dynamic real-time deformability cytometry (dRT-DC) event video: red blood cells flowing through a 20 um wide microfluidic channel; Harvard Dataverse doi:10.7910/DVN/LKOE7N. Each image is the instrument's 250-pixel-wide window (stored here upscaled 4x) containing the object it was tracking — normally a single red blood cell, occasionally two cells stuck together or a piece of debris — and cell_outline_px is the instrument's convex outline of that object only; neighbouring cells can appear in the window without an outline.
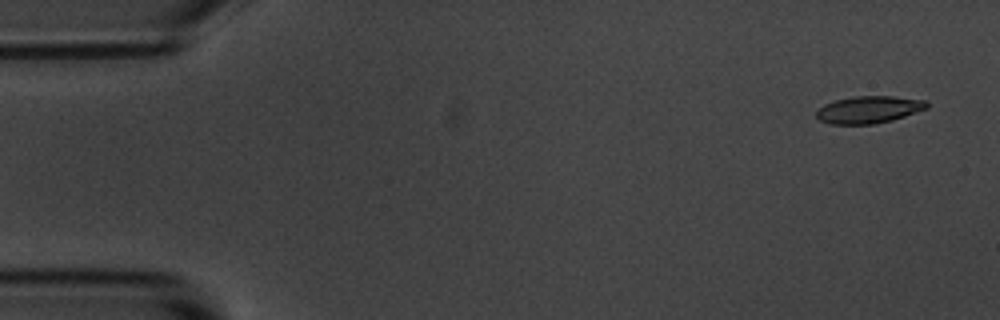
{"species": "common noctule bat (a hibernating species)", "species_latin": "Nyctalus noctula", "temperature_condition": "room temperature", "stored_images_in_passage": 53, "camera_frame_rate_fps": 3000, "um_per_image_px": 0.085, "animal": {"sex": "male", "body_mass_g": 20.1, "forearm_length_mm": 53.5}, "frame": {"image": 1, "passage_image": 1, "time_ms": 0.0, "image_size_px": [1000, 320], "cell_outline_px": [[928, 108], [892, 120], [876, 124], [828, 124], [820, 120], [816, 116], [816, 112], [824, 104], [836, 100], [856, 96], [892, 96], [928, 100]], "centroid_in_image_um": [73.87, 9.32], "position_along_channel_um": 11.1, "area_um2": 17.51}}
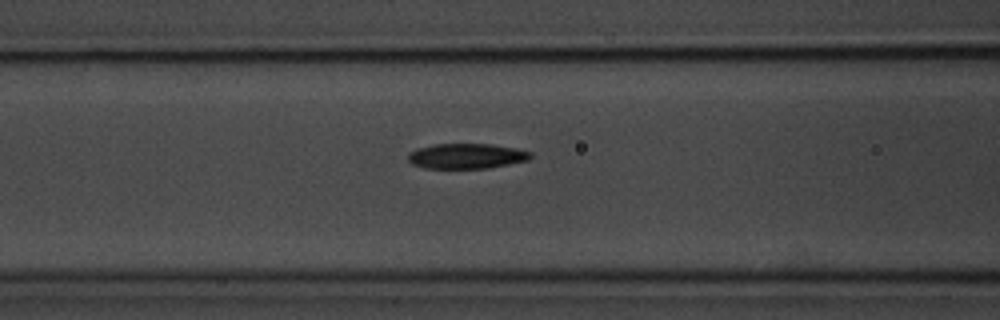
{"frame": {"image": 2, "passage_image": 20, "time_ms": 6.333, "image_size_px": [1000, 320], "cell_outline_px": [[532, 156], [528, 160], [488, 168], [424, 168], [412, 164], [408, 160], [408, 152], [416, 148], [432, 144], [492, 144], [516, 148], [532, 152]], "centroid_in_image_um": [39.63, 13.26], "position_along_channel_um": 127.0, "area_um2": 18.09}}
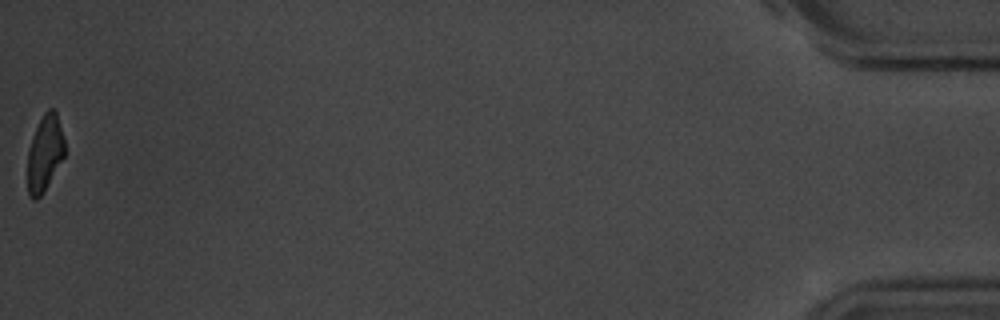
{"frame": {"image": 3, "passage_image": 53, "time_ms": 17.333, "image_size_px": [1000, 320], "cell_outline_px": [[64, 156], [44, 192], [36, 200], [32, 200], [28, 196], [28, 148], [32, 136], [44, 112], [48, 108], [52, 108], [56, 112], [64, 140]], "centroid_in_image_um": [3.79, 13.05], "position_along_channel_um": 431.4, "area_um2": 16.36}, "authors_computed_cell_mechanics": {"area_um2": 18.2648, "velocity_mm_per_s": 3.6671, "shape_relaxation_time_tau1_ms": 3.0678, "shape_relaxation_time_tau2_ms": 2.2862, "deformation_change_tau1": 0.1501, "deformation_change_tau2": 0.0892}}